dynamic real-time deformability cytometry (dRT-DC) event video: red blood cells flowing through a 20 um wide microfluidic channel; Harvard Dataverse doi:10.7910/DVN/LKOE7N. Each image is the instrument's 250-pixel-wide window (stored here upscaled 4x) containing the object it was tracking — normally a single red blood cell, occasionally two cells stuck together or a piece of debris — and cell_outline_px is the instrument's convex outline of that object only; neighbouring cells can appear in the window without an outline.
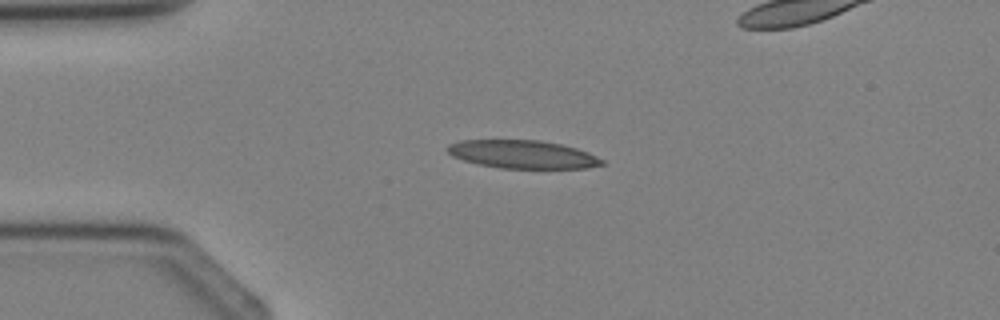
{"species": "Egyptian fruit bat (a non-hibernating species)", "species_latin": "Rousettus aegyptiacus", "temperature_condition": "cold", "stored_images_in_passage": 6, "camera_frame_rate_fps": 3000, "um_per_image_px": 0.085, "animal": {"sex": "female"}, "frame": {"image": 1, "passage_image": 4, "time_ms": 4.333, "image_size_px": [1000, 320], "cell_outline_px": [[604, 164], [588, 168], [500, 168], [480, 164], [464, 160], [452, 156], [448, 152], [448, 144], [460, 140], [540, 140], [560, 144], [576, 148], [588, 152], [604, 160]], "centroid_in_image_um": [44.43, 13.11], "position_along_channel_um": 40.6, "area_um2": 25.2}}